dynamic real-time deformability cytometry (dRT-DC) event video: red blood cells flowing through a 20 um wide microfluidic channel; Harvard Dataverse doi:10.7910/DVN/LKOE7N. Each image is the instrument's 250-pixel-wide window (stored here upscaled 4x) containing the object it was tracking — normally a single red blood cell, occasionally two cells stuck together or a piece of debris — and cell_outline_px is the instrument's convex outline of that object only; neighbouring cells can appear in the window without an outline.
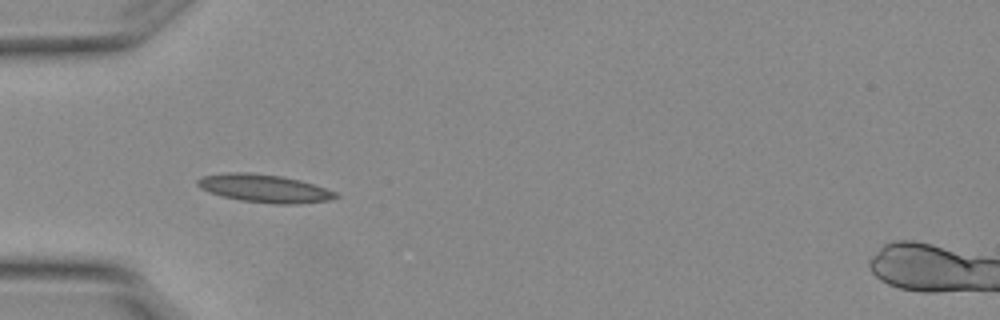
{"species": "Egyptian fruit bat (a non-hibernating species)", "species_latin": "Rousettus aegyptiacus", "temperature_condition": "warm", "stored_images_in_passage": 5, "camera_frame_rate_fps": 3000, "um_per_image_px": 0.085, "animal": {"sex": "female"}, "frame": {"image": 1, "passage_image": 4, "time_ms": 1.0, "image_size_px": [1000, 320], "cell_outline_px": [[340, 196], [328, 200], [300, 204], [276, 204], [240, 200], [208, 192], [200, 188], [196, 184], [196, 180], [204, 176], [228, 172], [252, 172], [280, 176], [300, 180], [336, 192]], "centroid_in_image_um": [22.45, 16.01], "position_along_channel_um": 62.5, "area_um2": 22.43}}
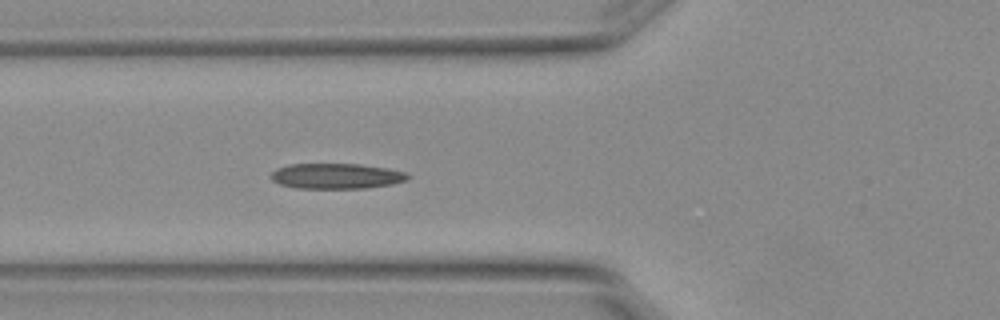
{"frame": {"image": 2, "passage_image": 5, "time_ms": 1.333, "image_size_px": [1000, 320], "cell_outline_px": [[412, 176], [408, 180], [392, 184], [364, 188], [296, 188], [280, 184], [272, 180], [268, 176], [276, 168], [288, 164], [360, 164], [384, 168], [404, 172]], "centroid_in_image_um": [28.56, 14.96], "position_along_channel_um": 97.2, "area_um2": 20.29}}